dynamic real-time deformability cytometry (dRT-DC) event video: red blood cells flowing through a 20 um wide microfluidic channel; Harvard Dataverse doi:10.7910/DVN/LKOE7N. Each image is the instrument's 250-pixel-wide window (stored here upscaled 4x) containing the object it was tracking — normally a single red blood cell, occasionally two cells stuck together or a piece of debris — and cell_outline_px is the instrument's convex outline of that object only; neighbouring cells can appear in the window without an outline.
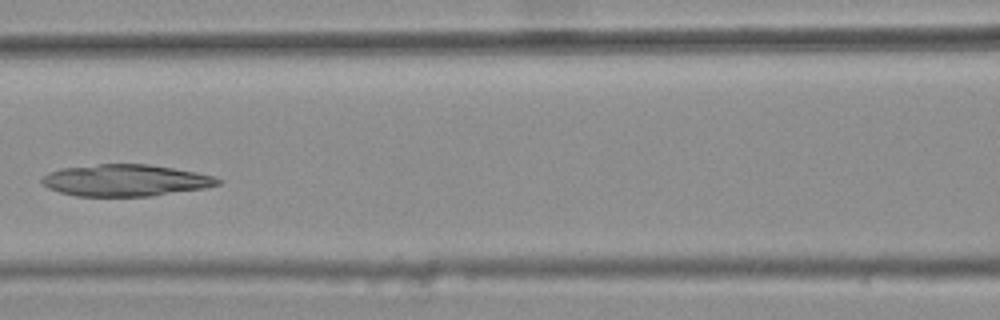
{"species": "common noctule bat (a hibernating species)", "species_latin": "Nyctalus noctula", "temperature_condition": "warm", "stored_images_in_passage": 8, "camera_frame_rate_fps": 3000, "um_per_image_px": 0.085, "animal": {"sex": "female", "body_mass_g": 25.1}, "frame": {"image": 1, "passage_image": 7, "time_ms": 2.0, "image_size_px": [1000, 320], "cell_outline_px": [[224, 180], [220, 184], [204, 188], [152, 196], [76, 196], [60, 192], [48, 188], [40, 180], [48, 172], [60, 168], [100, 164], [148, 164], [196, 172], [216, 176]], "centroid_in_image_um": [10.69, 15.33], "position_along_channel_um": 155.9, "area_um2": 32.6}}
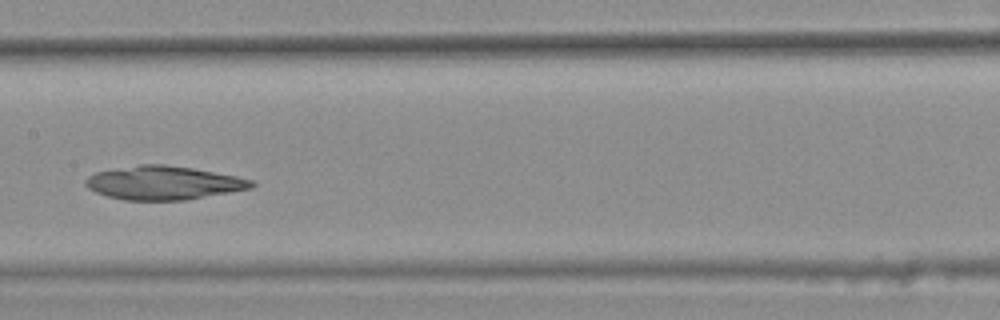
{"frame": {"image": 2, "passage_image": 8, "time_ms": 2.333, "image_size_px": [1000, 320], "cell_outline_px": [[256, 184], [252, 188], [184, 200], [124, 200], [108, 196], [96, 192], [88, 188], [84, 184], [84, 180], [88, 176], [96, 172], [140, 164], [164, 164], [192, 168], [236, 176], [252, 180]], "centroid_in_image_um": [13.88, 15.54], "position_along_channel_um": 193.5, "area_um2": 32.31}}